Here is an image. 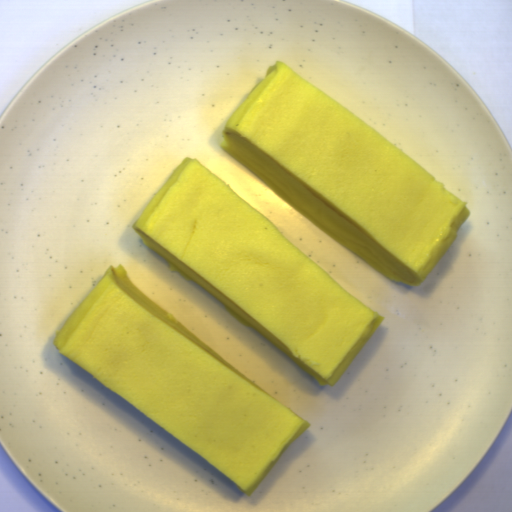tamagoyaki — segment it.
I'll return each mask as SVG.
<instances>
[{
  "mask_svg": "<svg viewBox=\"0 0 512 512\" xmlns=\"http://www.w3.org/2000/svg\"><path fill=\"white\" fill-rule=\"evenodd\" d=\"M220 148L346 249L421 287L468 202L281 60L239 104Z\"/></svg>",
  "mask_w": 512,
  "mask_h": 512,
  "instance_id": "tamagoyaki-1",
  "label": "tamagoyaki"
},
{
  "mask_svg": "<svg viewBox=\"0 0 512 512\" xmlns=\"http://www.w3.org/2000/svg\"><path fill=\"white\" fill-rule=\"evenodd\" d=\"M131 226L170 271L323 387L350 368L385 320L194 157L170 172Z\"/></svg>",
  "mask_w": 512,
  "mask_h": 512,
  "instance_id": "tamagoyaki-2",
  "label": "tamagoyaki"
},
{
  "mask_svg": "<svg viewBox=\"0 0 512 512\" xmlns=\"http://www.w3.org/2000/svg\"><path fill=\"white\" fill-rule=\"evenodd\" d=\"M55 348L249 498L313 424L243 375L110 265Z\"/></svg>",
  "mask_w": 512,
  "mask_h": 512,
  "instance_id": "tamagoyaki-3",
  "label": "tamagoyaki"
}]
</instances>
